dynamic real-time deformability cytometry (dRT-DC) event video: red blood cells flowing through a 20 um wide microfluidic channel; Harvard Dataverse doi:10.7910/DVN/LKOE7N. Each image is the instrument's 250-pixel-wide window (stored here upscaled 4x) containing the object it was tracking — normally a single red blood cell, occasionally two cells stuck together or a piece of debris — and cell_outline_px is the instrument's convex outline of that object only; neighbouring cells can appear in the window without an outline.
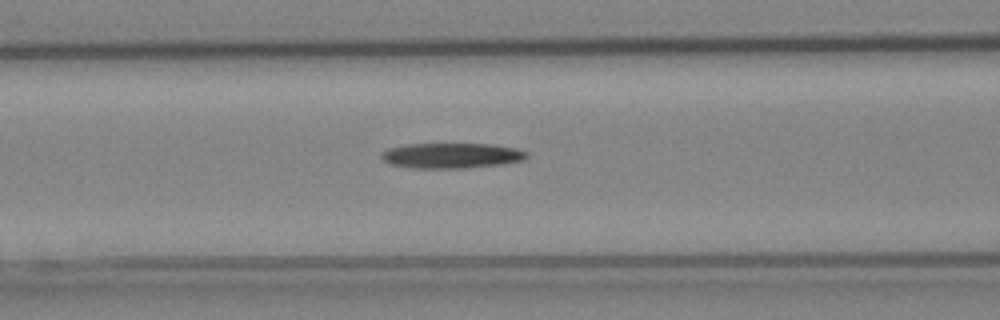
{"species": "Egyptian fruit bat (a non-hibernating species)", "species_latin": "Rousettus aegyptiacus", "temperature_condition": "cold", "stored_images_in_passage": 31, "camera_frame_rate_fps": 3000, "um_per_image_px": 0.085, "animal": {"sex": "female"}, "frame": {"image": 1, "passage_image": 10, "time_ms": 3.0, "image_size_px": [1000, 320], "cell_outline_px": [[528, 156], [524, 160], [504, 164], [468, 168], [412, 168], [392, 164], [384, 160], [380, 156], [380, 152], [388, 148], [408, 144], [492, 144], [516, 148], [528, 152]], "centroid_in_image_um": [38.41, 13.22], "position_along_channel_um": 128.2, "area_um2": 21.56}}